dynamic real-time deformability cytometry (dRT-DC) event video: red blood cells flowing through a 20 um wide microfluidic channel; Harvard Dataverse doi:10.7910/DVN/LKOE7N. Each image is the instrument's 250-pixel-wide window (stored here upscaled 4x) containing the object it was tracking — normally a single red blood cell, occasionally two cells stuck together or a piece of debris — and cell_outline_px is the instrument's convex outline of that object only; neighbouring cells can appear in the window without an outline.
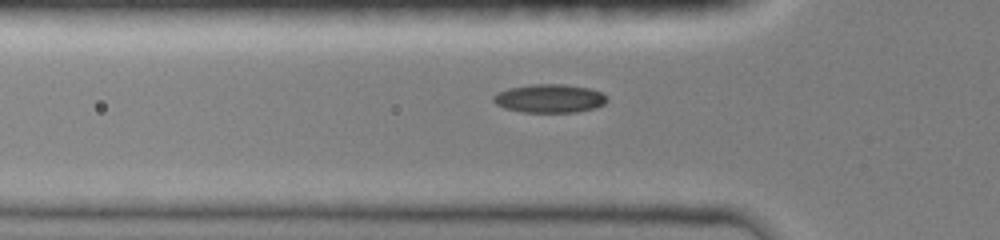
{"species": "common noctule bat (a hibernating species)", "species_latin": "Nyctalus noctula", "temperature_condition": "room temperature", "stored_images_in_passage": 48, "camera_frame_rate_fps": 3000, "um_per_image_px": 0.085, "animal": {"sex": "female", "body_mass_g": 19.0, "forearm_length_mm": 51.5}, "frame": {"image": 1, "passage_image": 12, "time_ms": 2.333, "image_size_px": [1000, 240], "cell_outline_px": [[608, 100], [604, 104], [596, 108], [576, 112], [524, 112], [504, 108], [496, 104], [492, 100], [492, 96], [508, 88], [532, 84], [564, 84], [592, 88], [600, 92]], "centroid_in_image_um": [46.71, 8.36], "position_along_channel_um": 79.1, "area_um2": 18.9}}
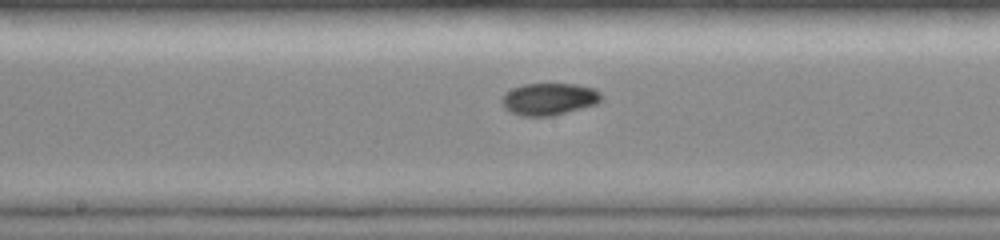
{"frame": {"image": 2, "passage_image": 27, "time_ms": 5.333, "image_size_px": [1000, 240], "cell_outline_px": [[600, 100], [596, 104], [552, 116], [520, 116], [504, 108], [500, 104], [500, 100], [504, 92], [512, 88], [524, 84], [576, 84], [592, 88], [600, 92]], "centroid_in_image_um": [46.6, 8.42], "position_along_channel_um": 201.6, "area_um2": 18.61}}
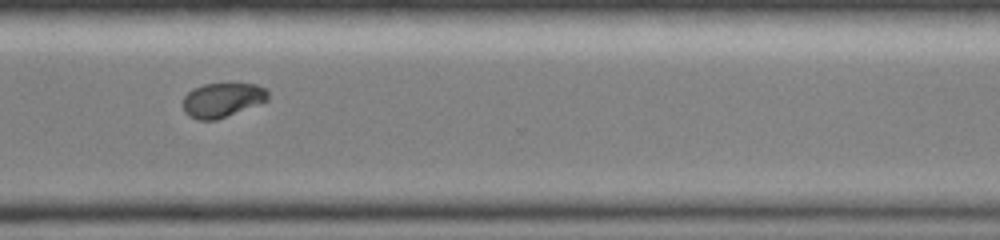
{"frame": {"image": 3, "passage_image": 47, "time_ms": 9.0, "image_size_px": [1000, 240], "cell_outline_px": [[268, 100], [216, 120], [196, 120], [188, 116], [184, 112], [184, 96], [192, 88], [204, 84], [256, 84], [268, 88]], "centroid_in_image_um": [18.88, 8.49], "position_along_channel_um": 351.7, "area_um2": 16.99}}